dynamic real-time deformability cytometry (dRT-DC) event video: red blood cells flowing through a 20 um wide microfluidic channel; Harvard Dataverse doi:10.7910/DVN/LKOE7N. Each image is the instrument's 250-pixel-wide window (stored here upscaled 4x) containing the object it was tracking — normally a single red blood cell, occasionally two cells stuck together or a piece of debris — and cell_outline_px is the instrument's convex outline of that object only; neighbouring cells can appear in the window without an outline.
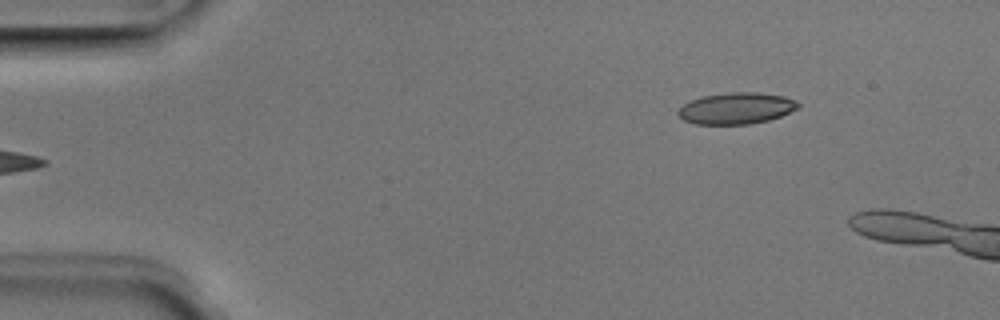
{"species": "Egyptian fruit bat (a non-hibernating species)", "species_latin": "Rousettus aegyptiacus", "temperature_condition": "room temperature", "stored_images_in_passage": 3, "camera_frame_rate_fps": 3000, "um_per_image_px": 0.085, "animal": {"sex": "male"}, "frame": {"image": 1, "passage_image": 3, "time_ms": 0.667, "image_size_px": [1000, 320], "cell_outline_px": [[800, 108], [780, 116], [768, 120], [748, 124], [696, 124], [684, 120], [676, 112], [684, 104], [692, 100], [704, 96], [728, 92], [756, 92], [784, 96], [796, 100], [800, 104]], "centroid_in_image_um": [62.62, 9.2], "position_along_channel_um": 22.4, "area_um2": 21.91}}